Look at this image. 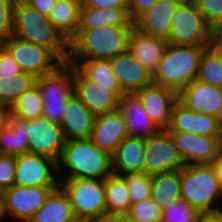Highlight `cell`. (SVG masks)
I'll list each match as a JSON object with an SVG mask.
<instances>
[{
    "label": "cell",
    "instance_id": "obj_1",
    "mask_svg": "<svg viewBox=\"0 0 222 222\" xmlns=\"http://www.w3.org/2000/svg\"><path fill=\"white\" fill-rule=\"evenodd\" d=\"M13 36L50 49L62 62L69 58V41L49 20L24 0L14 5Z\"/></svg>",
    "mask_w": 222,
    "mask_h": 222
},
{
    "label": "cell",
    "instance_id": "obj_2",
    "mask_svg": "<svg viewBox=\"0 0 222 222\" xmlns=\"http://www.w3.org/2000/svg\"><path fill=\"white\" fill-rule=\"evenodd\" d=\"M133 27L104 26L77 30L69 41L68 60L113 59L128 51Z\"/></svg>",
    "mask_w": 222,
    "mask_h": 222
},
{
    "label": "cell",
    "instance_id": "obj_3",
    "mask_svg": "<svg viewBox=\"0 0 222 222\" xmlns=\"http://www.w3.org/2000/svg\"><path fill=\"white\" fill-rule=\"evenodd\" d=\"M57 164L58 172L65 171L63 168L70 172L61 179H105L113 174L112 155L99 149L90 139L65 141Z\"/></svg>",
    "mask_w": 222,
    "mask_h": 222
},
{
    "label": "cell",
    "instance_id": "obj_4",
    "mask_svg": "<svg viewBox=\"0 0 222 222\" xmlns=\"http://www.w3.org/2000/svg\"><path fill=\"white\" fill-rule=\"evenodd\" d=\"M210 46L170 45L152 75L154 84L169 88L177 94L197 79L201 56Z\"/></svg>",
    "mask_w": 222,
    "mask_h": 222
},
{
    "label": "cell",
    "instance_id": "obj_5",
    "mask_svg": "<svg viewBox=\"0 0 222 222\" xmlns=\"http://www.w3.org/2000/svg\"><path fill=\"white\" fill-rule=\"evenodd\" d=\"M180 182L181 199L199 212L221 209L215 205L222 191L211 164L185 165L180 169Z\"/></svg>",
    "mask_w": 222,
    "mask_h": 222
},
{
    "label": "cell",
    "instance_id": "obj_6",
    "mask_svg": "<svg viewBox=\"0 0 222 222\" xmlns=\"http://www.w3.org/2000/svg\"><path fill=\"white\" fill-rule=\"evenodd\" d=\"M36 85L44 100L42 117L60 124L73 93V65L60 64L53 72L38 77Z\"/></svg>",
    "mask_w": 222,
    "mask_h": 222
},
{
    "label": "cell",
    "instance_id": "obj_7",
    "mask_svg": "<svg viewBox=\"0 0 222 222\" xmlns=\"http://www.w3.org/2000/svg\"><path fill=\"white\" fill-rule=\"evenodd\" d=\"M210 39L211 26L200 13L196 2H180L171 20L168 44L210 46Z\"/></svg>",
    "mask_w": 222,
    "mask_h": 222
},
{
    "label": "cell",
    "instance_id": "obj_8",
    "mask_svg": "<svg viewBox=\"0 0 222 222\" xmlns=\"http://www.w3.org/2000/svg\"><path fill=\"white\" fill-rule=\"evenodd\" d=\"M60 186L69 196L75 217L94 219L107 214L104 179H61Z\"/></svg>",
    "mask_w": 222,
    "mask_h": 222
},
{
    "label": "cell",
    "instance_id": "obj_9",
    "mask_svg": "<svg viewBox=\"0 0 222 222\" xmlns=\"http://www.w3.org/2000/svg\"><path fill=\"white\" fill-rule=\"evenodd\" d=\"M4 46L23 72L37 78L53 72L63 62L48 48L21 40L13 35L4 40Z\"/></svg>",
    "mask_w": 222,
    "mask_h": 222
},
{
    "label": "cell",
    "instance_id": "obj_10",
    "mask_svg": "<svg viewBox=\"0 0 222 222\" xmlns=\"http://www.w3.org/2000/svg\"><path fill=\"white\" fill-rule=\"evenodd\" d=\"M73 93L95 116L118 110L125 94L121 87H102L86 79L74 66Z\"/></svg>",
    "mask_w": 222,
    "mask_h": 222
},
{
    "label": "cell",
    "instance_id": "obj_11",
    "mask_svg": "<svg viewBox=\"0 0 222 222\" xmlns=\"http://www.w3.org/2000/svg\"><path fill=\"white\" fill-rule=\"evenodd\" d=\"M183 159L166 130L145 138L144 173L155 175L182 169Z\"/></svg>",
    "mask_w": 222,
    "mask_h": 222
},
{
    "label": "cell",
    "instance_id": "obj_12",
    "mask_svg": "<svg viewBox=\"0 0 222 222\" xmlns=\"http://www.w3.org/2000/svg\"><path fill=\"white\" fill-rule=\"evenodd\" d=\"M53 171L59 176L57 161L51 157L29 152L16 156L14 186H60Z\"/></svg>",
    "mask_w": 222,
    "mask_h": 222
},
{
    "label": "cell",
    "instance_id": "obj_13",
    "mask_svg": "<svg viewBox=\"0 0 222 222\" xmlns=\"http://www.w3.org/2000/svg\"><path fill=\"white\" fill-rule=\"evenodd\" d=\"M59 186H12L4 190L5 215L18 222H29L46 202L49 194ZM14 217V218H13Z\"/></svg>",
    "mask_w": 222,
    "mask_h": 222
},
{
    "label": "cell",
    "instance_id": "obj_14",
    "mask_svg": "<svg viewBox=\"0 0 222 222\" xmlns=\"http://www.w3.org/2000/svg\"><path fill=\"white\" fill-rule=\"evenodd\" d=\"M28 152L41 154L59 160L65 138L60 124L44 117L27 120Z\"/></svg>",
    "mask_w": 222,
    "mask_h": 222
},
{
    "label": "cell",
    "instance_id": "obj_15",
    "mask_svg": "<svg viewBox=\"0 0 222 222\" xmlns=\"http://www.w3.org/2000/svg\"><path fill=\"white\" fill-rule=\"evenodd\" d=\"M167 132L185 165L211 164L219 156V137L201 136L190 132Z\"/></svg>",
    "mask_w": 222,
    "mask_h": 222
},
{
    "label": "cell",
    "instance_id": "obj_16",
    "mask_svg": "<svg viewBox=\"0 0 222 222\" xmlns=\"http://www.w3.org/2000/svg\"><path fill=\"white\" fill-rule=\"evenodd\" d=\"M140 100L149 118L160 130H167L178 94L163 86L152 83L134 93Z\"/></svg>",
    "mask_w": 222,
    "mask_h": 222
},
{
    "label": "cell",
    "instance_id": "obj_17",
    "mask_svg": "<svg viewBox=\"0 0 222 222\" xmlns=\"http://www.w3.org/2000/svg\"><path fill=\"white\" fill-rule=\"evenodd\" d=\"M178 100L188 109L208 114L222 121V88L198 81L186 85L179 93Z\"/></svg>",
    "mask_w": 222,
    "mask_h": 222
},
{
    "label": "cell",
    "instance_id": "obj_18",
    "mask_svg": "<svg viewBox=\"0 0 222 222\" xmlns=\"http://www.w3.org/2000/svg\"><path fill=\"white\" fill-rule=\"evenodd\" d=\"M166 131L190 132L201 136L220 137L222 121L208 114L194 112L178 100L173 107L171 122Z\"/></svg>",
    "mask_w": 222,
    "mask_h": 222
},
{
    "label": "cell",
    "instance_id": "obj_19",
    "mask_svg": "<svg viewBox=\"0 0 222 222\" xmlns=\"http://www.w3.org/2000/svg\"><path fill=\"white\" fill-rule=\"evenodd\" d=\"M128 137V130L120 109L95 117L90 141L111 155L118 145Z\"/></svg>",
    "mask_w": 222,
    "mask_h": 222
},
{
    "label": "cell",
    "instance_id": "obj_20",
    "mask_svg": "<svg viewBox=\"0 0 222 222\" xmlns=\"http://www.w3.org/2000/svg\"><path fill=\"white\" fill-rule=\"evenodd\" d=\"M167 46V39L144 33L135 26L128 40V52L152 75L157 70Z\"/></svg>",
    "mask_w": 222,
    "mask_h": 222
},
{
    "label": "cell",
    "instance_id": "obj_21",
    "mask_svg": "<svg viewBox=\"0 0 222 222\" xmlns=\"http://www.w3.org/2000/svg\"><path fill=\"white\" fill-rule=\"evenodd\" d=\"M110 60L117 82L125 94H133L153 83L152 74L128 51Z\"/></svg>",
    "mask_w": 222,
    "mask_h": 222
},
{
    "label": "cell",
    "instance_id": "obj_22",
    "mask_svg": "<svg viewBox=\"0 0 222 222\" xmlns=\"http://www.w3.org/2000/svg\"><path fill=\"white\" fill-rule=\"evenodd\" d=\"M95 115L73 94L66 105L60 127L66 141L89 139Z\"/></svg>",
    "mask_w": 222,
    "mask_h": 222
},
{
    "label": "cell",
    "instance_id": "obj_23",
    "mask_svg": "<svg viewBox=\"0 0 222 222\" xmlns=\"http://www.w3.org/2000/svg\"><path fill=\"white\" fill-rule=\"evenodd\" d=\"M180 2L157 0L153 7L134 21V26L144 33L167 39L171 30V20Z\"/></svg>",
    "mask_w": 222,
    "mask_h": 222
},
{
    "label": "cell",
    "instance_id": "obj_24",
    "mask_svg": "<svg viewBox=\"0 0 222 222\" xmlns=\"http://www.w3.org/2000/svg\"><path fill=\"white\" fill-rule=\"evenodd\" d=\"M119 109L123 113L128 130V137L149 138L161 130L149 118L138 97L124 94L120 98Z\"/></svg>",
    "mask_w": 222,
    "mask_h": 222
},
{
    "label": "cell",
    "instance_id": "obj_25",
    "mask_svg": "<svg viewBox=\"0 0 222 222\" xmlns=\"http://www.w3.org/2000/svg\"><path fill=\"white\" fill-rule=\"evenodd\" d=\"M145 139L126 137L112 154L113 174L144 172Z\"/></svg>",
    "mask_w": 222,
    "mask_h": 222
},
{
    "label": "cell",
    "instance_id": "obj_26",
    "mask_svg": "<svg viewBox=\"0 0 222 222\" xmlns=\"http://www.w3.org/2000/svg\"><path fill=\"white\" fill-rule=\"evenodd\" d=\"M104 26L134 27L128 8L97 9L80 7L78 30H90Z\"/></svg>",
    "mask_w": 222,
    "mask_h": 222
},
{
    "label": "cell",
    "instance_id": "obj_27",
    "mask_svg": "<svg viewBox=\"0 0 222 222\" xmlns=\"http://www.w3.org/2000/svg\"><path fill=\"white\" fill-rule=\"evenodd\" d=\"M27 120L7 113V122L0 129V154L19 156L28 152Z\"/></svg>",
    "mask_w": 222,
    "mask_h": 222
},
{
    "label": "cell",
    "instance_id": "obj_28",
    "mask_svg": "<svg viewBox=\"0 0 222 222\" xmlns=\"http://www.w3.org/2000/svg\"><path fill=\"white\" fill-rule=\"evenodd\" d=\"M74 217L69 196L59 186L49 194L45 204L34 213L29 222H69Z\"/></svg>",
    "mask_w": 222,
    "mask_h": 222
},
{
    "label": "cell",
    "instance_id": "obj_29",
    "mask_svg": "<svg viewBox=\"0 0 222 222\" xmlns=\"http://www.w3.org/2000/svg\"><path fill=\"white\" fill-rule=\"evenodd\" d=\"M107 214L127 216L132 201L128 186L122 175L111 174L104 179Z\"/></svg>",
    "mask_w": 222,
    "mask_h": 222
},
{
    "label": "cell",
    "instance_id": "obj_30",
    "mask_svg": "<svg viewBox=\"0 0 222 222\" xmlns=\"http://www.w3.org/2000/svg\"><path fill=\"white\" fill-rule=\"evenodd\" d=\"M180 169L152 175L151 199L159 208L181 199Z\"/></svg>",
    "mask_w": 222,
    "mask_h": 222
},
{
    "label": "cell",
    "instance_id": "obj_31",
    "mask_svg": "<svg viewBox=\"0 0 222 222\" xmlns=\"http://www.w3.org/2000/svg\"><path fill=\"white\" fill-rule=\"evenodd\" d=\"M80 0L56 1L48 15L49 20L70 41L77 33L80 17Z\"/></svg>",
    "mask_w": 222,
    "mask_h": 222
},
{
    "label": "cell",
    "instance_id": "obj_32",
    "mask_svg": "<svg viewBox=\"0 0 222 222\" xmlns=\"http://www.w3.org/2000/svg\"><path fill=\"white\" fill-rule=\"evenodd\" d=\"M86 79L99 84L102 87H120L114 74L111 60L89 59V60H67Z\"/></svg>",
    "mask_w": 222,
    "mask_h": 222
},
{
    "label": "cell",
    "instance_id": "obj_33",
    "mask_svg": "<svg viewBox=\"0 0 222 222\" xmlns=\"http://www.w3.org/2000/svg\"><path fill=\"white\" fill-rule=\"evenodd\" d=\"M37 79L35 75L27 72L0 78V106L9 109L20 95L36 86Z\"/></svg>",
    "mask_w": 222,
    "mask_h": 222
},
{
    "label": "cell",
    "instance_id": "obj_34",
    "mask_svg": "<svg viewBox=\"0 0 222 222\" xmlns=\"http://www.w3.org/2000/svg\"><path fill=\"white\" fill-rule=\"evenodd\" d=\"M197 80L222 88V51L207 47L200 59Z\"/></svg>",
    "mask_w": 222,
    "mask_h": 222
},
{
    "label": "cell",
    "instance_id": "obj_35",
    "mask_svg": "<svg viewBox=\"0 0 222 222\" xmlns=\"http://www.w3.org/2000/svg\"><path fill=\"white\" fill-rule=\"evenodd\" d=\"M44 100L36 85L20 95L8 112L21 119L31 120L42 116Z\"/></svg>",
    "mask_w": 222,
    "mask_h": 222
},
{
    "label": "cell",
    "instance_id": "obj_36",
    "mask_svg": "<svg viewBox=\"0 0 222 222\" xmlns=\"http://www.w3.org/2000/svg\"><path fill=\"white\" fill-rule=\"evenodd\" d=\"M128 186L132 204L151 198L152 176L144 172L122 175Z\"/></svg>",
    "mask_w": 222,
    "mask_h": 222
},
{
    "label": "cell",
    "instance_id": "obj_37",
    "mask_svg": "<svg viewBox=\"0 0 222 222\" xmlns=\"http://www.w3.org/2000/svg\"><path fill=\"white\" fill-rule=\"evenodd\" d=\"M161 213V222H196L199 211L180 199L169 207H163Z\"/></svg>",
    "mask_w": 222,
    "mask_h": 222
},
{
    "label": "cell",
    "instance_id": "obj_38",
    "mask_svg": "<svg viewBox=\"0 0 222 222\" xmlns=\"http://www.w3.org/2000/svg\"><path fill=\"white\" fill-rule=\"evenodd\" d=\"M161 211L150 198L132 204L127 217L130 222H161Z\"/></svg>",
    "mask_w": 222,
    "mask_h": 222
},
{
    "label": "cell",
    "instance_id": "obj_39",
    "mask_svg": "<svg viewBox=\"0 0 222 222\" xmlns=\"http://www.w3.org/2000/svg\"><path fill=\"white\" fill-rule=\"evenodd\" d=\"M15 2L16 0H0V37L4 40L13 34Z\"/></svg>",
    "mask_w": 222,
    "mask_h": 222
},
{
    "label": "cell",
    "instance_id": "obj_40",
    "mask_svg": "<svg viewBox=\"0 0 222 222\" xmlns=\"http://www.w3.org/2000/svg\"><path fill=\"white\" fill-rule=\"evenodd\" d=\"M16 156L0 154V187L3 191L14 185Z\"/></svg>",
    "mask_w": 222,
    "mask_h": 222
},
{
    "label": "cell",
    "instance_id": "obj_41",
    "mask_svg": "<svg viewBox=\"0 0 222 222\" xmlns=\"http://www.w3.org/2000/svg\"><path fill=\"white\" fill-rule=\"evenodd\" d=\"M200 13L212 27L222 20V0H195Z\"/></svg>",
    "mask_w": 222,
    "mask_h": 222
},
{
    "label": "cell",
    "instance_id": "obj_42",
    "mask_svg": "<svg viewBox=\"0 0 222 222\" xmlns=\"http://www.w3.org/2000/svg\"><path fill=\"white\" fill-rule=\"evenodd\" d=\"M23 72L19 64L13 59L9 50L3 46L0 49V78L13 77Z\"/></svg>",
    "mask_w": 222,
    "mask_h": 222
},
{
    "label": "cell",
    "instance_id": "obj_43",
    "mask_svg": "<svg viewBox=\"0 0 222 222\" xmlns=\"http://www.w3.org/2000/svg\"><path fill=\"white\" fill-rule=\"evenodd\" d=\"M157 0H128V14L134 22L141 14L154 6Z\"/></svg>",
    "mask_w": 222,
    "mask_h": 222
},
{
    "label": "cell",
    "instance_id": "obj_44",
    "mask_svg": "<svg viewBox=\"0 0 222 222\" xmlns=\"http://www.w3.org/2000/svg\"><path fill=\"white\" fill-rule=\"evenodd\" d=\"M81 6L97 9L128 8V0H80Z\"/></svg>",
    "mask_w": 222,
    "mask_h": 222
},
{
    "label": "cell",
    "instance_id": "obj_45",
    "mask_svg": "<svg viewBox=\"0 0 222 222\" xmlns=\"http://www.w3.org/2000/svg\"><path fill=\"white\" fill-rule=\"evenodd\" d=\"M29 6L39 13L48 16L53 9L56 0H24Z\"/></svg>",
    "mask_w": 222,
    "mask_h": 222
},
{
    "label": "cell",
    "instance_id": "obj_46",
    "mask_svg": "<svg viewBox=\"0 0 222 222\" xmlns=\"http://www.w3.org/2000/svg\"><path fill=\"white\" fill-rule=\"evenodd\" d=\"M210 47L222 51V20L211 27Z\"/></svg>",
    "mask_w": 222,
    "mask_h": 222
},
{
    "label": "cell",
    "instance_id": "obj_47",
    "mask_svg": "<svg viewBox=\"0 0 222 222\" xmlns=\"http://www.w3.org/2000/svg\"><path fill=\"white\" fill-rule=\"evenodd\" d=\"M196 222H222V209L199 212Z\"/></svg>",
    "mask_w": 222,
    "mask_h": 222
},
{
    "label": "cell",
    "instance_id": "obj_48",
    "mask_svg": "<svg viewBox=\"0 0 222 222\" xmlns=\"http://www.w3.org/2000/svg\"><path fill=\"white\" fill-rule=\"evenodd\" d=\"M94 222H130L127 216L104 214L94 218Z\"/></svg>",
    "mask_w": 222,
    "mask_h": 222
},
{
    "label": "cell",
    "instance_id": "obj_49",
    "mask_svg": "<svg viewBox=\"0 0 222 222\" xmlns=\"http://www.w3.org/2000/svg\"><path fill=\"white\" fill-rule=\"evenodd\" d=\"M213 169L215 170L217 180L222 191V158L218 156L212 163Z\"/></svg>",
    "mask_w": 222,
    "mask_h": 222
},
{
    "label": "cell",
    "instance_id": "obj_50",
    "mask_svg": "<svg viewBox=\"0 0 222 222\" xmlns=\"http://www.w3.org/2000/svg\"><path fill=\"white\" fill-rule=\"evenodd\" d=\"M7 113H8V109H6L5 107L0 106V129L7 122Z\"/></svg>",
    "mask_w": 222,
    "mask_h": 222
},
{
    "label": "cell",
    "instance_id": "obj_51",
    "mask_svg": "<svg viewBox=\"0 0 222 222\" xmlns=\"http://www.w3.org/2000/svg\"><path fill=\"white\" fill-rule=\"evenodd\" d=\"M69 222H94L93 218H84V217H74Z\"/></svg>",
    "mask_w": 222,
    "mask_h": 222
},
{
    "label": "cell",
    "instance_id": "obj_52",
    "mask_svg": "<svg viewBox=\"0 0 222 222\" xmlns=\"http://www.w3.org/2000/svg\"><path fill=\"white\" fill-rule=\"evenodd\" d=\"M4 199H0V222L5 217ZM3 222V221H2Z\"/></svg>",
    "mask_w": 222,
    "mask_h": 222
},
{
    "label": "cell",
    "instance_id": "obj_53",
    "mask_svg": "<svg viewBox=\"0 0 222 222\" xmlns=\"http://www.w3.org/2000/svg\"><path fill=\"white\" fill-rule=\"evenodd\" d=\"M219 156L222 158V134L219 137Z\"/></svg>",
    "mask_w": 222,
    "mask_h": 222
},
{
    "label": "cell",
    "instance_id": "obj_54",
    "mask_svg": "<svg viewBox=\"0 0 222 222\" xmlns=\"http://www.w3.org/2000/svg\"><path fill=\"white\" fill-rule=\"evenodd\" d=\"M4 46V39L0 37V49Z\"/></svg>",
    "mask_w": 222,
    "mask_h": 222
},
{
    "label": "cell",
    "instance_id": "obj_55",
    "mask_svg": "<svg viewBox=\"0 0 222 222\" xmlns=\"http://www.w3.org/2000/svg\"><path fill=\"white\" fill-rule=\"evenodd\" d=\"M3 193H4V191H3V189L0 187V199H3Z\"/></svg>",
    "mask_w": 222,
    "mask_h": 222
},
{
    "label": "cell",
    "instance_id": "obj_56",
    "mask_svg": "<svg viewBox=\"0 0 222 222\" xmlns=\"http://www.w3.org/2000/svg\"><path fill=\"white\" fill-rule=\"evenodd\" d=\"M181 2H183V1H195V0H180Z\"/></svg>",
    "mask_w": 222,
    "mask_h": 222
}]
</instances>
